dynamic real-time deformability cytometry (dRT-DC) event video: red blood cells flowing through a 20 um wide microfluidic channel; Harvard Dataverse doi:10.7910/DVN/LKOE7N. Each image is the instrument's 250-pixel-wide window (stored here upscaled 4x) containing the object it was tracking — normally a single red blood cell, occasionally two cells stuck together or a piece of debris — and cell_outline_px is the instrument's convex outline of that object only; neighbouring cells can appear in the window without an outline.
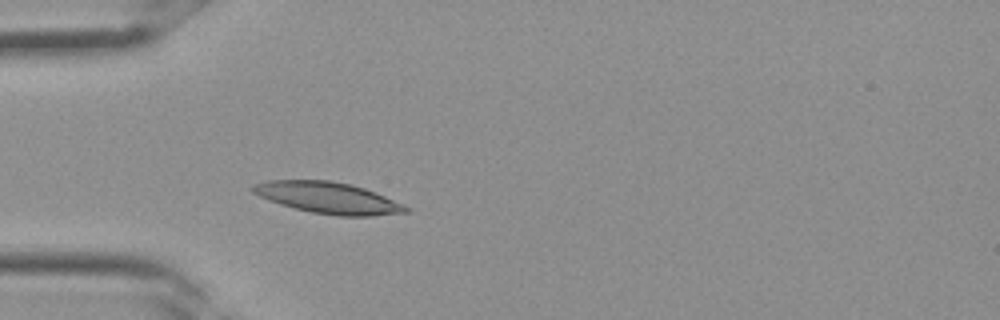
{"species": "Egyptian fruit bat (a non-hibernating species)", "species_latin": "Rousettus aegyptiacus", "temperature_condition": "room temperature", "stored_images_in_passage": 31, "camera_frame_rate_fps": 3000, "um_per_image_px": 0.085, "frame": {"image": 1, "passage_image": 7, "time_ms": 2.0, "image_size_px": [1000, 320], "cell_outline_px": [[408, 212], [372, 216], [340, 216], [312, 212], [280, 204], [268, 200], [252, 192], [248, 188], [256, 184], [268, 180], [328, 180], [348, 184], [364, 188], [404, 204], [408, 208]], "centroid_in_image_um": [27.87, 16.81], "position_along_channel_um": 57.1, "area_um2": 27.69}}
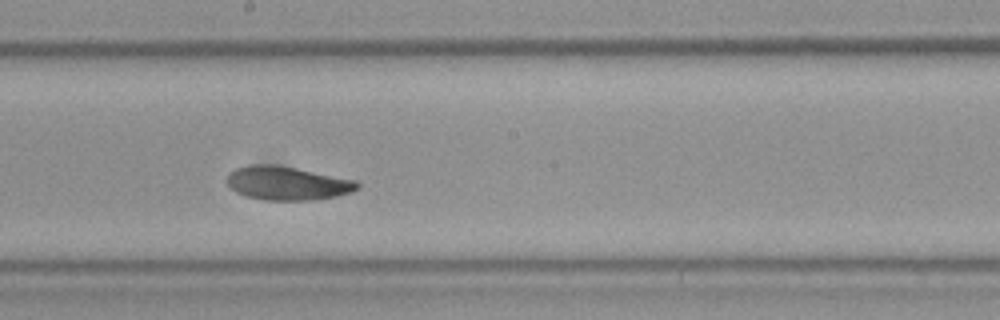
{"frame": {"image": 2, "passage_image": 16, "time_ms": 5.0, "image_size_px": [1000, 320], "cell_outline_px": [[360, 188], [352, 192], [336, 196], [308, 200], [268, 200], [244, 196], [236, 192], [228, 184], [228, 172], [236, 168], [248, 164], [276, 164], [356, 180], [360, 184]], "centroid_in_image_um": [24.41, 15.56], "position_along_channel_um": 223.8, "area_um2": 25.61}}
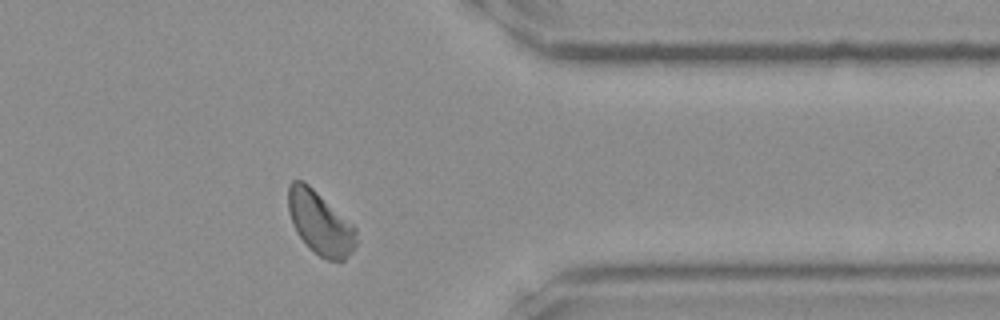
{"frame": {"image": 3, "passage_image": 25, "time_ms": 8.0, "image_size_px": [1000, 320], "cell_outline_px": [[360, 240], [352, 252], [344, 260], [328, 260], [320, 256], [296, 232], [292, 224], [288, 212], [288, 184], [292, 180], [304, 180], [352, 224], [356, 228]], "centroid_in_image_um": [27.22, 18.94], "position_along_channel_um": 384.2, "area_um2": 24.97}}